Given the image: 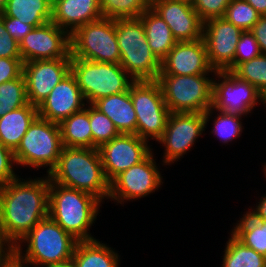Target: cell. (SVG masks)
<instances>
[{
  "mask_svg": "<svg viewBox=\"0 0 266 267\" xmlns=\"http://www.w3.org/2000/svg\"><path fill=\"white\" fill-rule=\"evenodd\" d=\"M71 73L86 104H93L100 98L129 90L135 81L120 64L89 61L71 57Z\"/></svg>",
  "mask_w": 266,
  "mask_h": 267,
  "instance_id": "8992f818",
  "label": "cell"
},
{
  "mask_svg": "<svg viewBox=\"0 0 266 267\" xmlns=\"http://www.w3.org/2000/svg\"><path fill=\"white\" fill-rule=\"evenodd\" d=\"M139 18L143 22L147 42L152 53L161 62L177 41L167 23L151 8L142 13Z\"/></svg>",
  "mask_w": 266,
  "mask_h": 267,
  "instance_id": "d4e9b609",
  "label": "cell"
},
{
  "mask_svg": "<svg viewBox=\"0 0 266 267\" xmlns=\"http://www.w3.org/2000/svg\"><path fill=\"white\" fill-rule=\"evenodd\" d=\"M101 18L100 0H61L52 7L51 21L69 35Z\"/></svg>",
  "mask_w": 266,
  "mask_h": 267,
  "instance_id": "44dd1931",
  "label": "cell"
},
{
  "mask_svg": "<svg viewBox=\"0 0 266 267\" xmlns=\"http://www.w3.org/2000/svg\"><path fill=\"white\" fill-rule=\"evenodd\" d=\"M14 164L16 165L14 152L0 143V187L18 177Z\"/></svg>",
  "mask_w": 266,
  "mask_h": 267,
  "instance_id": "74e56055",
  "label": "cell"
},
{
  "mask_svg": "<svg viewBox=\"0 0 266 267\" xmlns=\"http://www.w3.org/2000/svg\"><path fill=\"white\" fill-rule=\"evenodd\" d=\"M0 58H21L19 43L7 32L0 19Z\"/></svg>",
  "mask_w": 266,
  "mask_h": 267,
  "instance_id": "ab89813d",
  "label": "cell"
},
{
  "mask_svg": "<svg viewBox=\"0 0 266 267\" xmlns=\"http://www.w3.org/2000/svg\"><path fill=\"white\" fill-rule=\"evenodd\" d=\"M23 62L71 58L70 35L49 21L34 27L19 43Z\"/></svg>",
  "mask_w": 266,
  "mask_h": 267,
  "instance_id": "9a60e30c",
  "label": "cell"
},
{
  "mask_svg": "<svg viewBox=\"0 0 266 267\" xmlns=\"http://www.w3.org/2000/svg\"><path fill=\"white\" fill-rule=\"evenodd\" d=\"M92 105L110 118L119 133L136 134L137 117L129 90L100 98Z\"/></svg>",
  "mask_w": 266,
  "mask_h": 267,
  "instance_id": "7402d4cb",
  "label": "cell"
},
{
  "mask_svg": "<svg viewBox=\"0 0 266 267\" xmlns=\"http://www.w3.org/2000/svg\"><path fill=\"white\" fill-rule=\"evenodd\" d=\"M254 207H250L246 212L254 219L266 222V196H261L259 202Z\"/></svg>",
  "mask_w": 266,
  "mask_h": 267,
  "instance_id": "ee69618b",
  "label": "cell"
},
{
  "mask_svg": "<svg viewBox=\"0 0 266 267\" xmlns=\"http://www.w3.org/2000/svg\"><path fill=\"white\" fill-rule=\"evenodd\" d=\"M50 181L87 192L102 203L109 196L98 148L62 147L56 167L48 174Z\"/></svg>",
  "mask_w": 266,
  "mask_h": 267,
  "instance_id": "7a4b0ae2",
  "label": "cell"
},
{
  "mask_svg": "<svg viewBox=\"0 0 266 267\" xmlns=\"http://www.w3.org/2000/svg\"><path fill=\"white\" fill-rule=\"evenodd\" d=\"M101 203L92 194L49 181V216L78 241L96 239L90 228Z\"/></svg>",
  "mask_w": 266,
  "mask_h": 267,
  "instance_id": "3957f363",
  "label": "cell"
},
{
  "mask_svg": "<svg viewBox=\"0 0 266 267\" xmlns=\"http://www.w3.org/2000/svg\"><path fill=\"white\" fill-rule=\"evenodd\" d=\"M120 65L135 80H157L161 62L152 53L140 18L115 19Z\"/></svg>",
  "mask_w": 266,
  "mask_h": 267,
  "instance_id": "5b68a950",
  "label": "cell"
},
{
  "mask_svg": "<svg viewBox=\"0 0 266 267\" xmlns=\"http://www.w3.org/2000/svg\"><path fill=\"white\" fill-rule=\"evenodd\" d=\"M85 106L76 78L70 72L52 89L37 110L39 117L60 124Z\"/></svg>",
  "mask_w": 266,
  "mask_h": 267,
  "instance_id": "ffe728a7",
  "label": "cell"
},
{
  "mask_svg": "<svg viewBox=\"0 0 266 267\" xmlns=\"http://www.w3.org/2000/svg\"><path fill=\"white\" fill-rule=\"evenodd\" d=\"M37 116V107L28 103L0 117V143L14 152Z\"/></svg>",
  "mask_w": 266,
  "mask_h": 267,
  "instance_id": "603a6c76",
  "label": "cell"
},
{
  "mask_svg": "<svg viewBox=\"0 0 266 267\" xmlns=\"http://www.w3.org/2000/svg\"><path fill=\"white\" fill-rule=\"evenodd\" d=\"M2 14L34 28L51 21L52 6L46 0H8Z\"/></svg>",
  "mask_w": 266,
  "mask_h": 267,
  "instance_id": "4316f807",
  "label": "cell"
},
{
  "mask_svg": "<svg viewBox=\"0 0 266 267\" xmlns=\"http://www.w3.org/2000/svg\"><path fill=\"white\" fill-rule=\"evenodd\" d=\"M19 177L0 187V225L14 246L49 215V175Z\"/></svg>",
  "mask_w": 266,
  "mask_h": 267,
  "instance_id": "6da1fadb",
  "label": "cell"
},
{
  "mask_svg": "<svg viewBox=\"0 0 266 267\" xmlns=\"http://www.w3.org/2000/svg\"><path fill=\"white\" fill-rule=\"evenodd\" d=\"M0 19L4 22L7 32L18 42L33 29L31 25L21 22L14 17H7L0 13Z\"/></svg>",
  "mask_w": 266,
  "mask_h": 267,
  "instance_id": "60d3db41",
  "label": "cell"
},
{
  "mask_svg": "<svg viewBox=\"0 0 266 267\" xmlns=\"http://www.w3.org/2000/svg\"><path fill=\"white\" fill-rule=\"evenodd\" d=\"M213 80L209 74H159L157 79L171 113H205L212 107Z\"/></svg>",
  "mask_w": 266,
  "mask_h": 267,
  "instance_id": "ba28073f",
  "label": "cell"
},
{
  "mask_svg": "<svg viewBox=\"0 0 266 267\" xmlns=\"http://www.w3.org/2000/svg\"><path fill=\"white\" fill-rule=\"evenodd\" d=\"M233 73L255 86L264 97L266 96V54L241 63Z\"/></svg>",
  "mask_w": 266,
  "mask_h": 267,
  "instance_id": "836d02e7",
  "label": "cell"
},
{
  "mask_svg": "<svg viewBox=\"0 0 266 267\" xmlns=\"http://www.w3.org/2000/svg\"><path fill=\"white\" fill-rule=\"evenodd\" d=\"M231 0H192V6L205 22L212 18H219L225 15L226 8Z\"/></svg>",
  "mask_w": 266,
  "mask_h": 267,
  "instance_id": "8d00e7d4",
  "label": "cell"
},
{
  "mask_svg": "<svg viewBox=\"0 0 266 267\" xmlns=\"http://www.w3.org/2000/svg\"><path fill=\"white\" fill-rule=\"evenodd\" d=\"M250 32L258 42L261 53L266 54V15L260 16Z\"/></svg>",
  "mask_w": 266,
  "mask_h": 267,
  "instance_id": "7bdbcfd3",
  "label": "cell"
},
{
  "mask_svg": "<svg viewBox=\"0 0 266 267\" xmlns=\"http://www.w3.org/2000/svg\"><path fill=\"white\" fill-rule=\"evenodd\" d=\"M213 113H217V115L214 116L215 118L212 117V115H214ZM204 117L206 120V126L207 122L209 123L210 118L214 119V125L210 132L216 137L218 136L217 138H219L221 140V143L223 144L228 145V142L231 143L234 139L236 140V138H239L241 136V133L244 130L243 124L241 122L242 117L238 115L225 114L220 111L214 110L211 107L204 113Z\"/></svg>",
  "mask_w": 266,
  "mask_h": 267,
  "instance_id": "f546056e",
  "label": "cell"
},
{
  "mask_svg": "<svg viewBox=\"0 0 266 267\" xmlns=\"http://www.w3.org/2000/svg\"><path fill=\"white\" fill-rule=\"evenodd\" d=\"M5 267H19V260L14 257L11 262Z\"/></svg>",
  "mask_w": 266,
  "mask_h": 267,
  "instance_id": "7dc6e473",
  "label": "cell"
},
{
  "mask_svg": "<svg viewBox=\"0 0 266 267\" xmlns=\"http://www.w3.org/2000/svg\"><path fill=\"white\" fill-rule=\"evenodd\" d=\"M263 172H264V174H265V176H266V163L264 164V167H263Z\"/></svg>",
  "mask_w": 266,
  "mask_h": 267,
  "instance_id": "816d5d0a",
  "label": "cell"
},
{
  "mask_svg": "<svg viewBox=\"0 0 266 267\" xmlns=\"http://www.w3.org/2000/svg\"><path fill=\"white\" fill-rule=\"evenodd\" d=\"M100 8L103 18H139L151 8V0H100Z\"/></svg>",
  "mask_w": 266,
  "mask_h": 267,
  "instance_id": "4dcf8cb0",
  "label": "cell"
},
{
  "mask_svg": "<svg viewBox=\"0 0 266 267\" xmlns=\"http://www.w3.org/2000/svg\"><path fill=\"white\" fill-rule=\"evenodd\" d=\"M136 134L120 133L98 148L104 175L110 183L120 173L140 163L152 151L150 143Z\"/></svg>",
  "mask_w": 266,
  "mask_h": 267,
  "instance_id": "5bb4252c",
  "label": "cell"
},
{
  "mask_svg": "<svg viewBox=\"0 0 266 267\" xmlns=\"http://www.w3.org/2000/svg\"><path fill=\"white\" fill-rule=\"evenodd\" d=\"M52 7L61 0H46Z\"/></svg>",
  "mask_w": 266,
  "mask_h": 267,
  "instance_id": "681fc988",
  "label": "cell"
},
{
  "mask_svg": "<svg viewBox=\"0 0 266 267\" xmlns=\"http://www.w3.org/2000/svg\"><path fill=\"white\" fill-rule=\"evenodd\" d=\"M226 242L221 267H266V256L245 246L232 233Z\"/></svg>",
  "mask_w": 266,
  "mask_h": 267,
  "instance_id": "f1b7e54d",
  "label": "cell"
},
{
  "mask_svg": "<svg viewBox=\"0 0 266 267\" xmlns=\"http://www.w3.org/2000/svg\"><path fill=\"white\" fill-rule=\"evenodd\" d=\"M19 267H29V266H27V265H25V264H23V263H21V262L19 261Z\"/></svg>",
  "mask_w": 266,
  "mask_h": 267,
  "instance_id": "f907efd6",
  "label": "cell"
},
{
  "mask_svg": "<svg viewBox=\"0 0 266 267\" xmlns=\"http://www.w3.org/2000/svg\"><path fill=\"white\" fill-rule=\"evenodd\" d=\"M8 0H0V13H2L6 7Z\"/></svg>",
  "mask_w": 266,
  "mask_h": 267,
  "instance_id": "c3c4849f",
  "label": "cell"
},
{
  "mask_svg": "<svg viewBox=\"0 0 266 267\" xmlns=\"http://www.w3.org/2000/svg\"><path fill=\"white\" fill-rule=\"evenodd\" d=\"M43 267H74L73 265V261L71 260H67L64 262H60V263H51V264H47Z\"/></svg>",
  "mask_w": 266,
  "mask_h": 267,
  "instance_id": "bcb514c9",
  "label": "cell"
},
{
  "mask_svg": "<svg viewBox=\"0 0 266 267\" xmlns=\"http://www.w3.org/2000/svg\"><path fill=\"white\" fill-rule=\"evenodd\" d=\"M209 64L204 39L177 42L161 61L159 74L169 75H214Z\"/></svg>",
  "mask_w": 266,
  "mask_h": 267,
  "instance_id": "d6986e66",
  "label": "cell"
},
{
  "mask_svg": "<svg viewBox=\"0 0 266 267\" xmlns=\"http://www.w3.org/2000/svg\"><path fill=\"white\" fill-rule=\"evenodd\" d=\"M102 241H78L72 257L74 267H119L117 251Z\"/></svg>",
  "mask_w": 266,
  "mask_h": 267,
  "instance_id": "cb8c5ba5",
  "label": "cell"
},
{
  "mask_svg": "<svg viewBox=\"0 0 266 267\" xmlns=\"http://www.w3.org/2000/svg\"><path fill=\"white\" fill-rule=\"evenodd\" d=\"M23 63L21 58H0V84L19 78Z\"/></svg>",
  "mask_w": 266,
  "mask_h": 267,
  "instance_id": "f35d334b",
  "label": "cell"
},
{
  "mask_svg": "<svg viewBox=\"0 0 266 267\" xmlns=\"http://www.w3.org/2000/svg\"><path fill=\"white\" fill-rule=\"evenodd\" d=\"M260 16L245 0H231L223 17L244 32L251 31Z\"/></svg>",
  "mask_w": 266,
  "mask_h": 267,
  "instance_id": "e575fe53",
  "label": "cell"
},
{
  "mask_svg": "<svg viewBox=\"0 0 266 267\" xmlns=\"http://www.w3.org/2000/svg\"><path fill=\"white\" fill-rule=\"evenodd\" d=\"M215 76L212 100L214 110L246 117L260 104L259 102L264 105V96L259 90L249 82L240 79L233 72L215 71L212 77Z\"/></svg>",
  "mask_w": 266,
  "mask_h": 267,
  "instance_id": "8fae6325",
  "label": "cell"
},
{
  "mask_svg": "<svg viewBox=\"0 0 266 267\" xmlns=\"http://www.w3.org/2000/svg\"><path fill=\"white\" fill-rule=\"evenodd\" d=\"M70 72L71 58L34 60L23 63L28 102L38 107Z\"/></svg>",
  "mask_w": 266,
  "mask_h": 267,
  "instance_id": "e0dca14e",
  "label": "cell"
},
{
  "mask_svg": "<svg viewBox=\"0 0 266 267\" xmlns=\"http://www.w3.org/2000/svg\"><path fill=\"white\" fill-rule=\"evenodd\" d=\"M205 129L204 113H170L165 131L156 141L165 149L162 165H172L191 151Z\"/></svg>",
  "mask_w": 266,
  "mask_h": 267,
  "instance_id": "4fadbf2b",
  "label": "cell"
},
{
  "mask_svg": "<svg viewBox=\"0 0 266 267\" xmlns=\"http://www.w3.org/2000/svg\"><path fill=\"white\" fill-rule=\"evenodd\" d=\"M28 103L23 74L19 78L0 84V117Z\"/></svg>",
  "mask_w": 266,
  "mask_h": 267,
  "instance_id": "1f68e13d",
  "label": "cell"
},
{
  "mask_svg": "<svg viewBox=\"0 0 266 267\" xmlns=\"http://www.w3.org/2000/svg\"><path fill=\"white\" fill-rule=\"evenodd\" d=\"M129 92L137 117L136 135L157 141L165 131L170 111L157 80L134 81Z\"/></svg>",
  "mask_w": 266,
  "mask_h": 267,
  "instance_id": "9c48e42d",
  "label": "cell"
},
{
  "mask_svg": "<svg viewBox=\"0 0 266 267\" xmlns=\"http://www.w3.org/2000/svg\"><path fill=\"white\" fill-rule=\"evenodd\" d=\"M89 120L92 131V148H99L120 133L108 116L89 104Z\"/></svg>",
  "mask_w": 266,
  "mask_h": 267,
  "instance_id": "d6a6232c",
  "label": "cell"
},
{
  "mask_svg": "<svg viewBox=\"0 0 266 267\" xmlns=\"http://www.w3.org/2000/svg\"><path fill=\"white\" fill-rule=\"evenodd\" d=\"M151 152L140 163L120 173L109 183V201L123 204L153 194L161 187L163 176ZM154 157V158H153ZM125 200V201H124Z\"/></svg>",
  "mask_w": 266,
  "mask_h": 267,
  "instance_id": "7c38bea8",
  "label": "cell"
},
{
  "mask_svg": "<svg viewBox=\"0 0 266 267\" xmlns=\"http://www.w3.org/2000/svg\"><path fill=\"white\" fill-rule=\"evenodd\" d=\"M77 242L48 215L18 242L15 258L30 267L64 262L72 259Z\"/></svg>",
  "mask_w": 266,
  "mask_h": 267,
  "instance_id": "277c9868",
  "label": "cell"
},
{
  "mask_svg": "<svg viewBox=\"0 0 266 267\" xmlns=\"http://www.w3.org/2000/svg\"><path fill=\"white\" fill-rule=\"evenodd\" d=\"M15 257V246L5 237L0 225V267L7 266Z\"/></svg>",
  "mask_w": 266,
  "mask_h": 267,
  "instance_id": "b9f144b4",
  "label": "cell"
},
{
  "mask_svg": "<svg viewBox=\"0 0 266 267\" xmlns=\"http://www.w3.org/2000/svg\"><path fill=\"white\" fill-rule=\"evenodd\" d=\"M151 9L169 26L177 42L203 38L204 22L187 0H151Z\"/></svg>",
  "mask_w": 266,
  "mask_h": 267,
  "instance_id": "ac0fdd59",
  "label": "cell"
},
{
  "mask_svg": "<svg viewBox=\"0 0 266 267\" xmlns=\"http://www.w3.org/2000/svg\"><path fill=\"white\" fill-rule=\"evenodd\" d=\"M64 147L92 148V131L89 120V104L67 117L60 124Z\"/></svg>",
  "mask_w": 266,
  "mask_h": 267,
  "instance_id": "484cf974",
  "label": "cell"
},
{
  "mask_svg": "<svg viewBox=\"0 0 266 267\" xmlns=\"http://www.w3.org/2000/svg\"><path fill=\"white\" fill-rule=\"evenodd\" d=\"M249 3L261 16L266 15V0H245Z\"/></svg>",
  "mask_w": 266,
  "mask_h": 267,
  "instance_id": "f6af8a7d",
  "label": "cell"
},
{
  "mask_svg": "<svg viewBox=\"0 0 266 267\" xmlns=\"http://www.w3.org/2000/svg\"><path fill=\"white\" fill-rule=\"evenodd\" d=\"M71 57L120 64L115 19L101 18L76 29L70 35Z\"/></svg>",
  "mask_w": 266,
  "mask_h": 267,
  "instance_id": "30bf717a",
  "label": "cell"
},
{
  "mask_svg": "<svg viewBox=\"0 0 266 267\" xmlns=\"http://www.w3.org/2000/svg\"><path fill=\"white\" fill-rule=\"evenodd\" d=\"M243 31L224 17L204 22L203 39L210 66L216 71L226 70L234 61L236 46Z\"/></svg>",
  "mask_w": 266,
  "mask_h": 267,
  "instance_id": "2e32d148",
  "label": "cell"
},
{
  "mask_svg": "<svg viewBox=\"0 0 266 267\" xmlns=\"http://www.w3.org/2000/svg\"><path fill=\"white\" fill-rule=\"evenodd\" d=\"M261 54L254 35L250 31H244L237 43L234 61L226 70L233 72L241 63L250 61Z\"/></svg>",
  "mask_w": 266,
  "mask_h": 267,
  "instance_id": "d590c367",
  "label": "cell"
},
{
  "mask_svg": "<svg viewBox=\"0 0 266 267\" xmlns=\"http://www.w3.org/2000/svg\"><path fill=\"white\" fill-rule=\"evenodd\" d=\"M241 217L230 232L245 246L266 256V222L254 219L247 212Z\"/></svg>",
  "mask_w": 266,
  "mask_h": 267,
  "instance_id": "83f0119b",
  "label": "cell"
},
{
  "mask_svg": "<svg viewBox=\"0 0 266 267\" xmlns=\"http://www.w3.org/2000/svg\"><path fill=\"white\" fill-rule=\"evenodd\" d=\"M62 147L59 124L37 116L14 151L16 166L37 170L49 166L48 175L56 167Z\"/></svg>",
  "mask_w": 266,
  "mask_h": 267,
  "instance_id": "52a82bcc",
  "label": "cell"
}]
</instances>
